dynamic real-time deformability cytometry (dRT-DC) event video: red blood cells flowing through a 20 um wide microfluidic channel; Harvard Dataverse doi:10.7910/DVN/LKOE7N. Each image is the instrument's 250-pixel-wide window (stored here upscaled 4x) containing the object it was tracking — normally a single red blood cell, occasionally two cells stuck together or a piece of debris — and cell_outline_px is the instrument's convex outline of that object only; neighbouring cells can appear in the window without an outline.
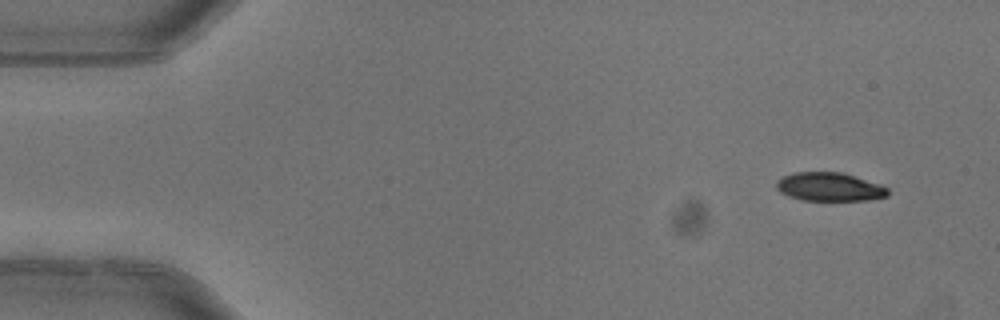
{"species": "common noctule bat (a hibernating species)", "species_latin": "Nyctalus noctula", "temperature_condition": "warm", "stored_images_in_passage": 4, "camera_frame_rate_fps": 3000, "um_per_image_px": 0.085, "animal": {"sex": "female"}, "frame": {"image": 1, "passage_image": 1, "time_ms": 0.0, "image_size_px": [1000, 320], "cell_outline_px": [[888, 196], [872, 200], [804, 200], [788, 196], [780, 192], [776, 188], [776, 180], [792, 172], [844, 172], [880, 184], [888, 188]], "centroid_in_image_um": [70.51, 15.87], "position_along_channel_um": 14.5, "area_um2": 18.73}}
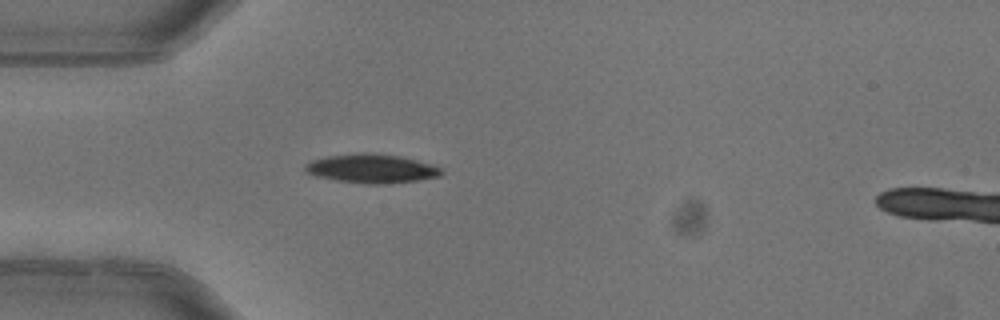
{"frame": {"image": 2, "passage_image": 4, "time_ms": 1.0, "image_size_px": [1000, 320], "cell_outline_px": [[444, 172], [440, 176], [420, 180], [384, 184], [368, 184], [336, 180], [316, 176], [304, 172], [304, 168], [312, 160], [328, 156], [360, 152], [400, 156], [432, 164], [440, 168]], "centroid_in_image_um": [31.6, 14.33], "position_along_channel_um": 53.4, "area_um2": 22.89}}